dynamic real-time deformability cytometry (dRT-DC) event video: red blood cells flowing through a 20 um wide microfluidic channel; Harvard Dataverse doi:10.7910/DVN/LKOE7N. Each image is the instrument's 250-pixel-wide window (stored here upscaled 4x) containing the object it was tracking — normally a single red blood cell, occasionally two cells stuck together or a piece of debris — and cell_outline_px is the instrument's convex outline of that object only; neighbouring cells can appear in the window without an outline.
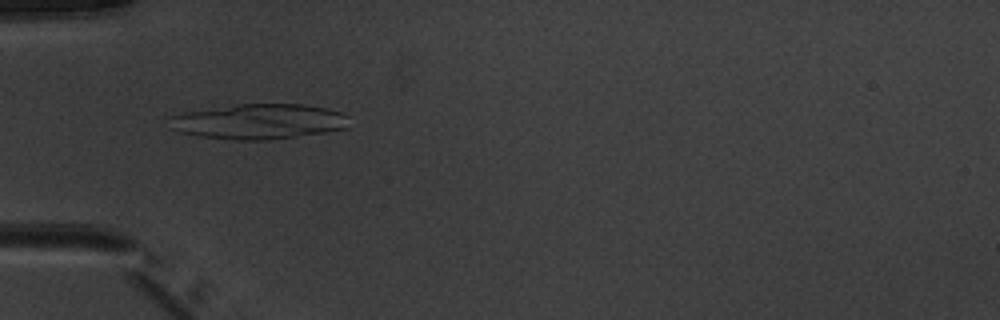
{"species": "common noctule bat (a hibernating species)", "species_latin": "Nyctalus noctula", "temperature_condition": "warm", "stored_images_in_passage": 43, "camera_frame_rate_fps": 3000, "um_per_image_px": 0.085, "animal": {"sex": "male", "body_mass_g": 20.1, "forearm_length_mm": 53.5}, "frame": {"image": 1, "passage_image": 9, "time_ms": 2.667, "image_size_px": [1000, 320], "cell_outline_px": [[348, 128], [324, 132], [268, 140], [236, 140], [200, 136], [180, 132], [172, 128], [168, 116], [184, 112], [236, 104], [304, 104], [328, 108], [340, 112], [348, 116]], "centroid_in_image_um": [22.01, 10.32], "position_along_channel_um": 63.0, "area_um2": 36.88}}
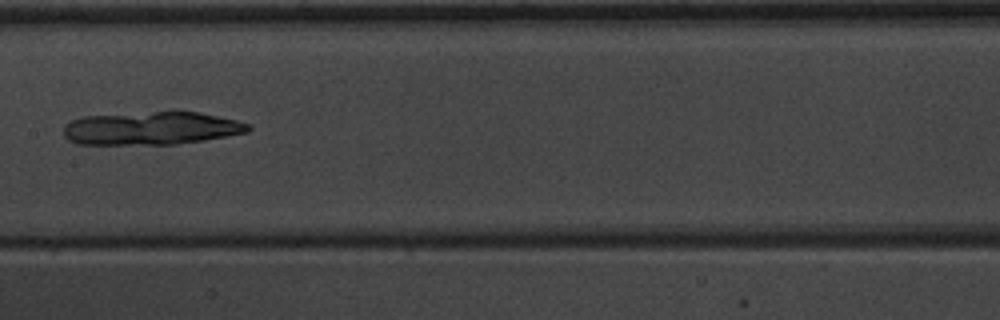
{"frame": {"image": 2, "passage_image": 19, "time_ms": 6.0, "image_size_px": [1000, 320], "cell_outline_px": [[252, 128], [248, 132], [204, 140], [176, 144], [76, 144], [68, 140], [64, 136], [64, 124], [80, 116], [156, 112], [200, 112], [236, 120], [252, 124]], "centroid_in_image_um": [12.86, 10.9], "position_along_channel_um": 194.5, "area_um2": 35.6}}
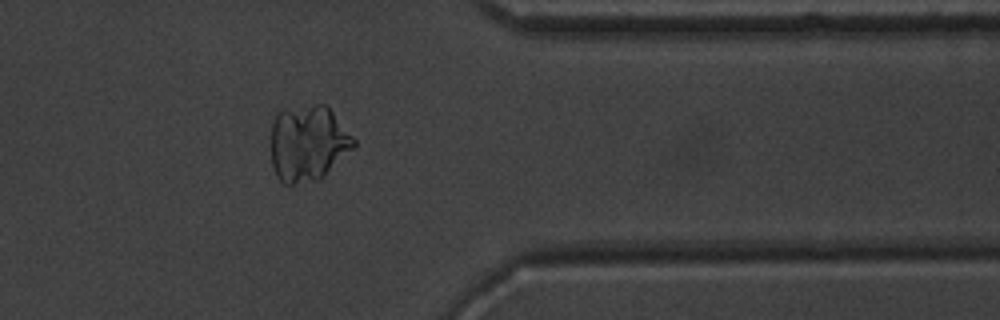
{"frame": {"image": 3, "passage_image": 34, "time_ms": 11.0, "image_size_px": [1000, 320], "cell_outline_px": [[356, 148], [320, 180], [292, 184], [284, 184], [276, 176], [272, 164], [272, 124], [276, 112], [280, 108], [316, 104], [324, 104], [332, 112], [356, 140]], "centroid_in_image_um": [26.19, 12.17], "position_along_channel_um": 385.2, "area_um2": 37.17}}